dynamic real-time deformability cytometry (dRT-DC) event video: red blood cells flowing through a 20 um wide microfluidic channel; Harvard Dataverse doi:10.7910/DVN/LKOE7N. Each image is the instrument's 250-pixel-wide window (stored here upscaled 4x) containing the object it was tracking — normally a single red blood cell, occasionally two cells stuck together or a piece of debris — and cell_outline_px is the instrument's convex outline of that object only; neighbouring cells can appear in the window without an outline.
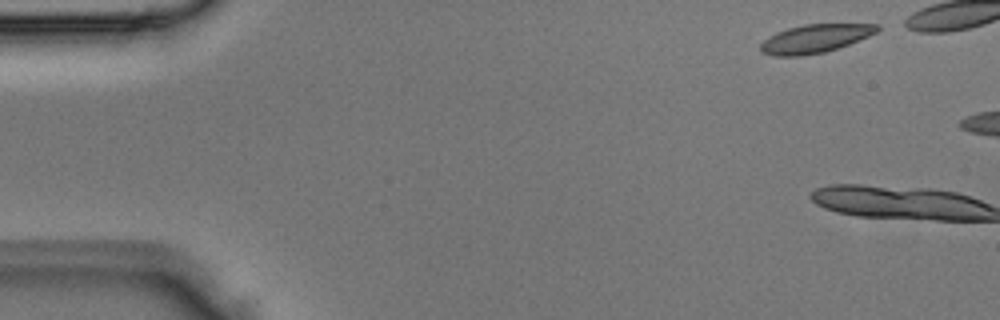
{"species": "Egyptian fruit bat (a non-hibernating species)", "species_latin": "Rousettus aegyptiacus", "temperature_condition": "room temperature", "stored_images_in_passage": 4, "camera_frame_rate_fps": 3000, "um_per_image_px": 0.085, "animal": {"sex": "male"}, "frame": {"image": 1, "passage_image": 1, "time_ms": 0.0, "image_size_px": [1000, 320], "cell_outline_px": [[880, 28], [876, 32], [868, 36], [848, 44], [824, 52], [800, 56], [776, 56], [760, 52], [760, 44], [768, 36], [776, 32], [788, 28], [804, 24], [880, 24]], "centroid_in_image_um": [69.24, 3.28], "position_along_channel_um": 15.8, "area_um2": 19.19}}